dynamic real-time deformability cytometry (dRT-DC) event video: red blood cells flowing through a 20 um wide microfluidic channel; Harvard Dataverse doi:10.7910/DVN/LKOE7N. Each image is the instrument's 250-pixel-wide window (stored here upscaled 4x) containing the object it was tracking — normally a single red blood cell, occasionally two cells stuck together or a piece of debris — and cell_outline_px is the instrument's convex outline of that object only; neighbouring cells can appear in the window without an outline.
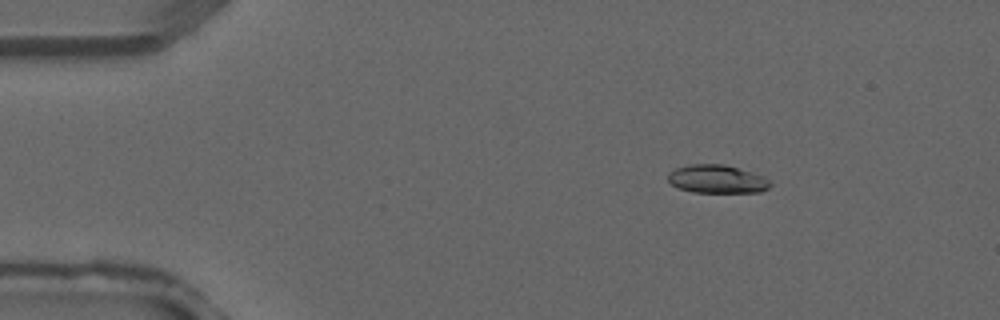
{"species": "common noctule bat (a hibernating species)", "species_latin": "Nyctalus noctula", "temperature_condition": "warm", "stored_images_in_passage": 2, "camera_frame_rate_fps": 3000, "um_per_image_px": 0.085, "animal": {"sex": "male", "forearm_length_mm": 52.5}, "frame": {"image": 1, "passage_image": 1, "time_ms": 0.0, "image_size_px": [1000, 320], "cell_outline_px": [[772, 184], [768, 188], [760, 192], [692, 192], [680, 188], [672, 184], [668, 180], [668, 172], [676, 168], [692, 164], [724, 164], [752, 172], [764, 176]], "centroid_in_image_um": [60.95, 15.22], "position_along_channel_um": 24.0, "area_um2": 16.76}}
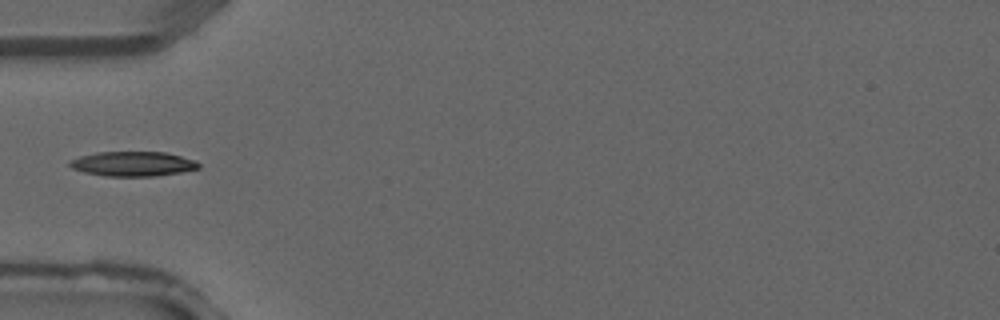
{"frame": {"image": 2, "passage_image": 2, "time_ms": 0.333, "image_size_px": [1000, 320], "cell_outline_px": [[200, 168], [180, 172], [156, 176], [104, 176], [84, 172], [72, 168], [68, 164], [72, 160], [80, 156], [96, 152], [164, 152], [196, 160], [200, 164]], "centroid_in_image_um": [11.31, 13.93], "position_along_channel_um": 73.7, "area_um2": 18.5}}